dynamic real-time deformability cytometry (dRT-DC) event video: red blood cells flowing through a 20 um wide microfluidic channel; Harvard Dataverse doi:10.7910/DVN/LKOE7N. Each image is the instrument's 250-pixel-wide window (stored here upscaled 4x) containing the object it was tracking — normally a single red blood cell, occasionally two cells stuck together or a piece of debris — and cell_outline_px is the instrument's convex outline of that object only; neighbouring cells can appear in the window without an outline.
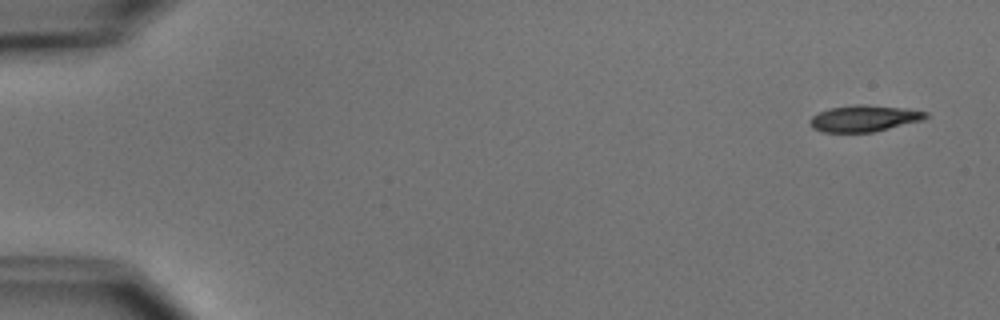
{"species": "common noctule bat (a hibernating species)", "species_latin": "Nyctalus noctula", "temperature_condition": "cold", "stored_images_in_passage": 51, "camera_frame_rate_fps": 3000, "um_per_image_px": 0.085, "animal": {"sex": "male", "body_mass_g": 15.6}, "frame": {"image": 1, "passage_image": 1, "time_ms": 0.0, "image_size_px": [1000, 320], "cell_outline_px": [[928, 116], [924, 120], [872, 132], [824, 132], [812, 128], [808, 124], [808, 120], [812, 116], [828, 108], [856, 104], [864, 104], [904, 108], [928, 112]], "centroid_in_image_um": [73.43, 10.06], "position_along_channel_um": 11.6, "area_um2": 17.92}}
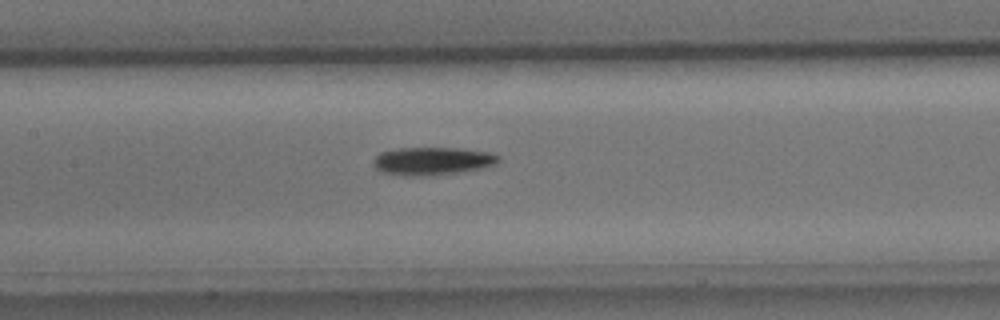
{"frame": {"image": 2, "passage_image": 24, "time_ms": 7.667, "image_size_px": [1000, 320], "cell_outline_px": [[500, 160], [496, 164], [484, 168], [460, 172], [420, 176], [404, 176], [380, 172], [372, 164], [372, 160], [380, 152], [400, 148], [460, 148], [492, 152], [500, 156]], "centroid_in_image_um": [36.76, 13.69], "position_along_channel_um": 170.6, "area_um2": 20.63}}
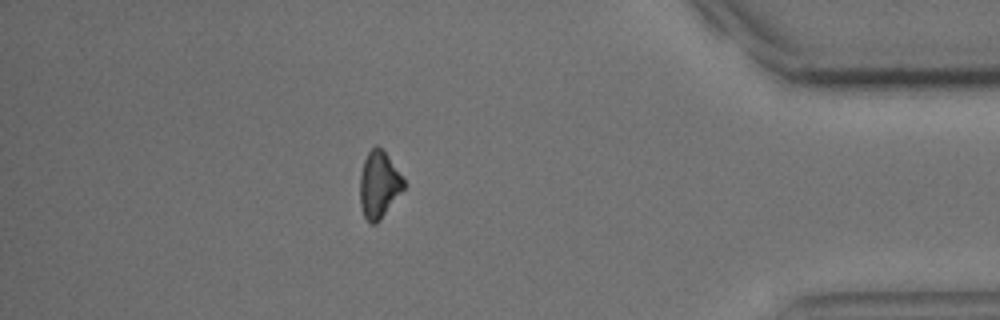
{"frame": {"image": 3, "passage_image": 45, "time_ms": 14.667, "image_size_px": [1000, 320], "cell_outline_px": [[404, 188], [380, 220], [376, 224], [372, 224], [364, 216], [360, 204], [360, 176], [364, 160], [368, 152], [376, 144], [388, 156], [404, 180]], "centroid_in_image_um": [32.19, 15.7], "position_along_channel_um": 403.0, "area_um2": 16.7}, "authors_computed_cell_mechanics": {"area_um2": 18.7272, "velocity_mm_per_s": 3.8229, "shape_relaxation_time_tau1_ms": 2.3412, "shape_relaxation_time_tau2_ms": null, "deformation_change_tau1": 0.0969, "deformation_change_tau2": null}}